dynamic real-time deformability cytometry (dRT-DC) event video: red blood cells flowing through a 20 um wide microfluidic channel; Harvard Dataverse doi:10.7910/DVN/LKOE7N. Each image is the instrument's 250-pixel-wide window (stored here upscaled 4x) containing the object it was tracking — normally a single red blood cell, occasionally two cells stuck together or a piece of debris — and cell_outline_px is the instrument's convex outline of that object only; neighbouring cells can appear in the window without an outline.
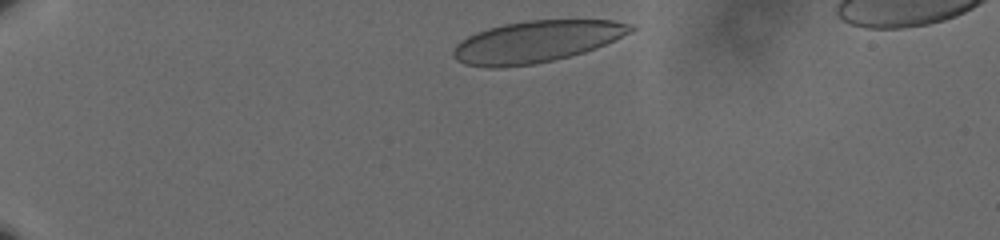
{"species": "human", "species_latin": "Homo sapiens", "temperature_condition": "cold", "stored_images_in_passage": 28, "camera_frame_rate_fps": 3000, "um_per_image_px": 0.085, "donor": {"sex": "male"}, "frame": {"image": 1, "passage_image": 2, "time_ms": 0.333, "image_size_px": [1000, 240], "cell_outline_px": [[636, 28], [596, 48], [584, 52], [552, 60], [532, 64], [496, 68], [492, 68], [464, 64], [456, 60], [452, 56], [452, 52], [456, 44], [460, 40], [476, 32], [488, 28], [504, 24], [528, 20], [612, 20], [632, 24]], "centroid_in_image_um": [45.52, 3.53], "position_along_channel_um": 39.5, "area_um2": 42.71}}
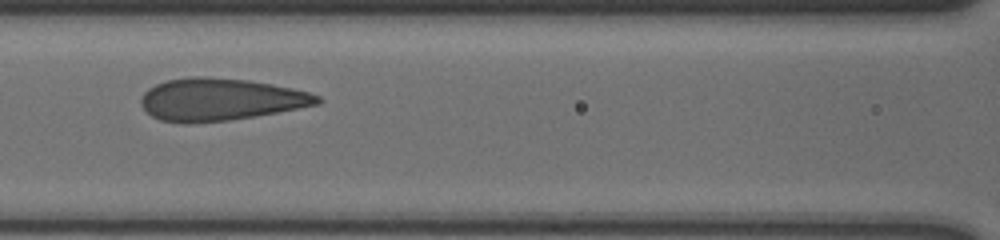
{"frame": {"image": 2, "passage_image": 17, "time_ms": 5.333, "image_size_px": [1000, 240], "cell_outline_px": [[324, 100], [320, 104], [256, 116], [228, 120], [188, 124], [184, 124], [160, 120], [152, 116], [140, 104], [140, 100], [144, 92], [148, 88], [156, 84], [168, 80], [192, 76], [208, 76], [248, 80], [272, 84], [292, 88], [308, 92], [320, 96]], "centroid_in_image_um": [18.73, 8.45], "position_along_channel_um": 147.9, "area_um2": 43.7}}
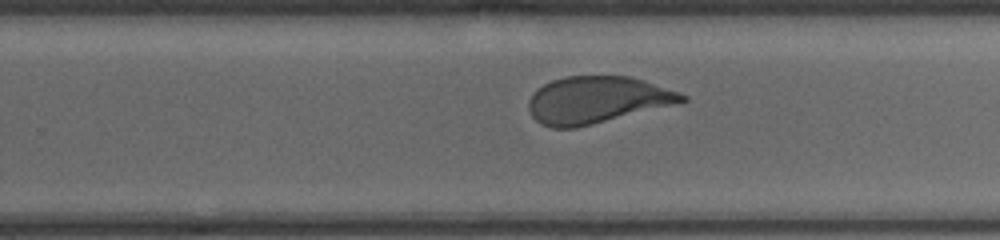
{"frame": {"image": 3, "passage_image": 28, "time_ms": 9.0, "image_size_px": [1000, 240], "cell_outline_px": [[688, 100], [576, 128], [552, 128], [540, 124], [532, 116], [528, 108], [528, 100], [536, 88], [552, 80], [564, 76], [628, 76], [644, 80], [680, 92], [688, 96]], "centroid_in_image_um": [50.68, 8.48], "position_along_channel_um": 279.1, "area_um2": 41.67}}